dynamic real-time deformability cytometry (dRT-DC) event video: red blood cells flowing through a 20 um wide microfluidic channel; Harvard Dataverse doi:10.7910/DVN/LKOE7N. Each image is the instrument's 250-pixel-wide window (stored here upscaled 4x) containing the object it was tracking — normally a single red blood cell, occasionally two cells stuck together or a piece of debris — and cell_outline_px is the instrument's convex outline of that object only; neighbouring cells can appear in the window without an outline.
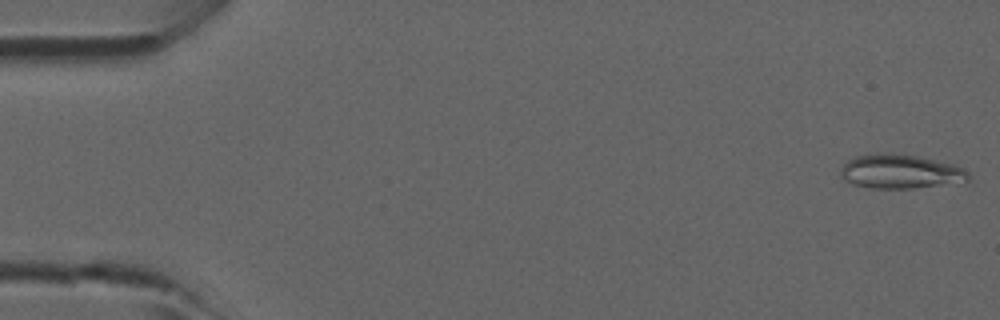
{"species": "common noctule bat (a hibernating species)", "species_latin": "Nyctalus noctula", "temperature_condition": "room temperature", "stored_images_in_passage": 4, "camera_frame_rate_fps": 3000, "um_per_image_px": 0.085, "animal": {"sex": "male", "forearm_length_mm": 52.5}, "frame": {"image": 1, "passage_image": 1, "time_ms": 0.0, "image_size_px": [1000, 320], "cell_outline_px": [[968, 180], [912, 188], [872, 188], [852, 184], [844, 180], [840, 176], [840, 168], [848, 160], [856, 156], [884, 152], [892, 152], [920, 156], [952, 164], [964, 168], [968, 172]], "centroid_in_image_um": [76.46, 14.56], "position_along_channel_um": 8.5, "area_um2": 25.32}}